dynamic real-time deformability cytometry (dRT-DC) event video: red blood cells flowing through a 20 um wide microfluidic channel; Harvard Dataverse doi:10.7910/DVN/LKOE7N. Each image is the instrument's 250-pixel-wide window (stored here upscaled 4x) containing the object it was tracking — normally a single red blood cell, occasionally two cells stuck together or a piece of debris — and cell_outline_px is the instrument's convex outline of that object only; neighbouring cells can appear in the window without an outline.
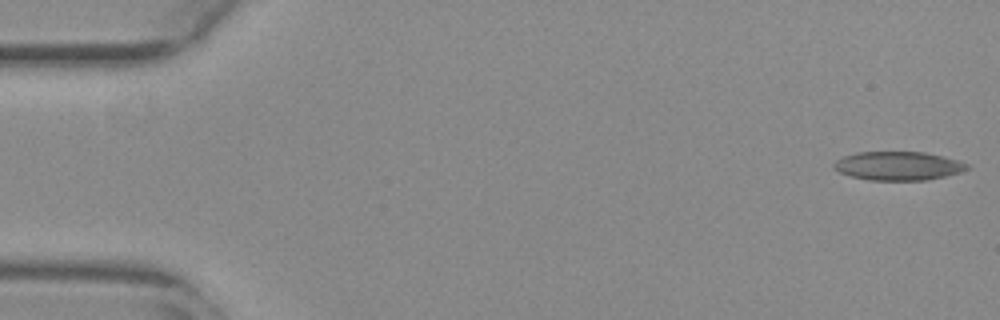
{"species": "common noctule bat (a hibernating species)", "species_latin": "Nyctalus noctula", "temperature_condition": "warm", "stored_images_in_passage": 54, "camera_frame_rate_fps": 3000, "um_per_image_px": 0.085, "animal": {"sex": "female", "body_mass_g": 29.2, "forearm_length_mm": 56.3}, "frame": {"image": 1, "passage_image": 1, "time_ms": 0.0, "image_size_px": [1000, 320], "cell_outline_px": [[968, 168], [960, 172], [928, 180], [868, 180], [852, 176], [840, 172], [832, 168], [832, 164], [836, 160], [844, 156], [856, 152], [924, 152], [956, 160], [968, 164]], "centroid_in_image_um": [76.29, 14.1], "position_along_channel_um": 8.7, "area_um2": 22.08}}
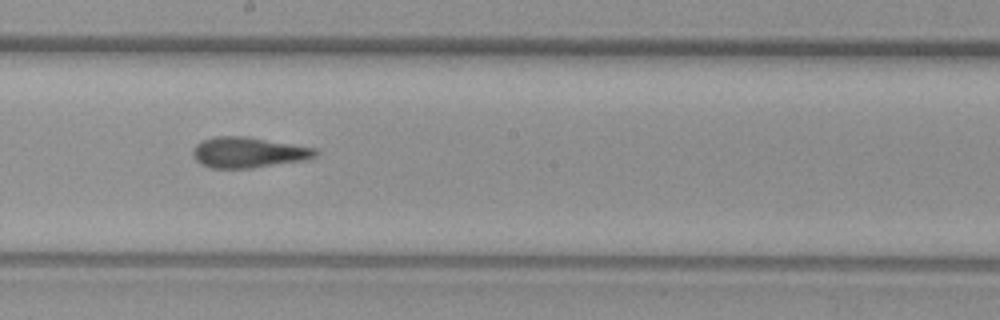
{"frame": {"image": 2, "passage_image": 30, "time_ms": 9.667, "image_size_px": [1000, 320], "cell_outline_px": [[320, 152], [316, 156], [308, 160], [252, 168], [212, 168], [200, 164], [192, 156], [192, 148], [196, 144], [212, 136], [248, 136], [320, 148]], "centroid_in_image_um": [21.17, 12.95], "position_along_channel_um": 227.0, "area_um2": 22.48}}
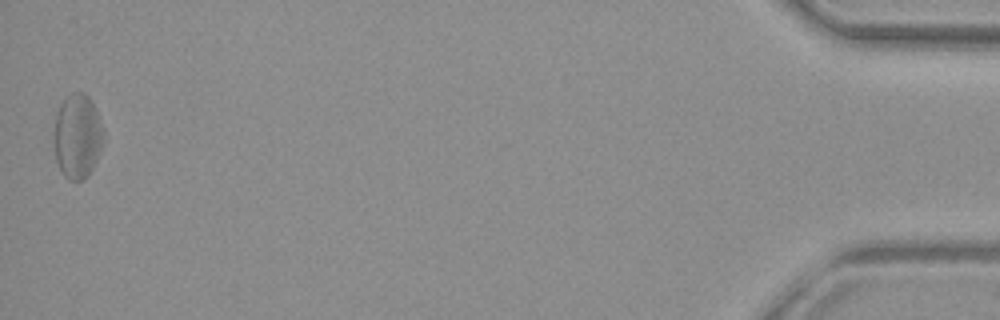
{"frame": {"image": 3, "passage_image": 54, "time_ms": 17.667, "image_size_px": [1000, 320], "cell_outline_px": [[104, 140], [100, 152], [88, 176], [80, 180], [68, 180], [64, 176], [56, 160], [52, 140], [52, 136], [56, 112], [60, 104], [72, 92], [84, 92], [92, 100], [104, 128]], "centroid_in_image_um": [6.57, 11.56], "position_along_channel_um": 428.6, "area_um2": 24.91}, "authors_computed_cell_mechanics": {"area_um2": 22.3108, "velocity_mm_per_s": 3.7667, "shape_relaxation_time_tau1_ms": null, "shape_relaxation_time_tau2_ms": 3.5773, "deformation_change_tau1": null, "deformation_change_tau2": 0.1328}}